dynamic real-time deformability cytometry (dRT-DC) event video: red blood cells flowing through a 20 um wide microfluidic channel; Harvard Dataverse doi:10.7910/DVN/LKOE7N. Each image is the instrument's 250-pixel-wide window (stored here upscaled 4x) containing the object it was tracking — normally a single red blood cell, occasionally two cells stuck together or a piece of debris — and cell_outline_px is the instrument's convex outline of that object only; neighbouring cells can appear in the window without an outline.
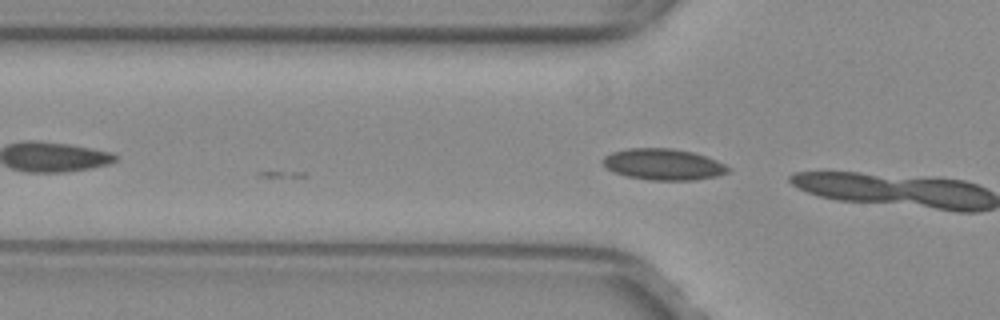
{"species": "common noctule bat (a hibernating species)", "species_latin": "Nyctalus noctula", "temperature_condition": "warm", "stored_images_in_passage": 14, "camera_frame_rate_fps": 3000, "um_per_image_px": 0.085, "animal": {"sex": "female", "body_mass_g": 29.2, "forearm_length_mm": 56.3}, "frame": {"image": 1, "passage_image": 14, "time_ms": 4.333, "image_size_px": [1000, 320], "cell_outline_px": [[732, 168], [728, 172], [716, 176], [692, 180], [648, 180], [628, 176], [616, 172], [608, 168], [600, 160], [604, 156], [612, 152], [628, 148], [672, 148], [692, 152], [716, 160]], "centroid_in_image_um": [56.38, 13.96], "position_along_channel_um": 69.4, "area_um2": 22.66}}